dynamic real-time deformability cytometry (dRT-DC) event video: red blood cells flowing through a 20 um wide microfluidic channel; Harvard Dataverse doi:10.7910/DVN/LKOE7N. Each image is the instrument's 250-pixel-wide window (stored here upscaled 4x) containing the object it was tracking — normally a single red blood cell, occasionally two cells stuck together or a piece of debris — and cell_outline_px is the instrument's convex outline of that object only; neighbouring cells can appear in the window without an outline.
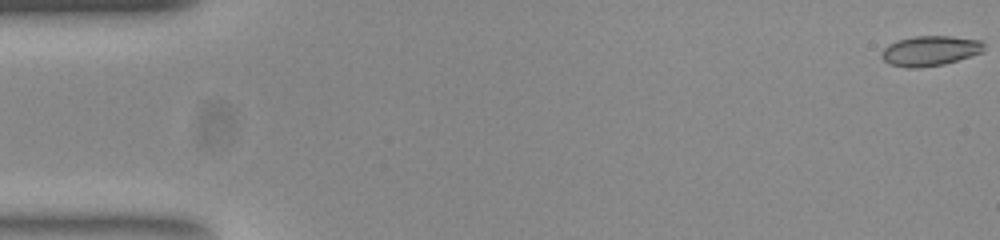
{"species": "common noctule bat (a hibernating species)", "species_latin": "Nyctalus noctula", "temperature_condition": "room temperature", "stored_images_in_passage": 16, "camera_frame_rate_fps": 3000, "um_per_image_px": 0.085, "animal": {"sex": "female", "body_mass_g": 23.0, "forearm_length_mm": 53.4}, "frame": {"image": 1, "passage_image": 1, "time_ms": 0.0, "image_size_px": [1000, 240], "cell_outline_px": [[984, 52], [944, 64], [916, 68], [908, 68], [888, 64], [880, 56], [884, 48], [888, 44], [896, 40], [916, 36], [952, 36], [980, 40], [984, 44]], "centroid_in_image_um": [79.04, 4.32], "position_along_channel_um": 6.0, "area_um2": 18.03}}
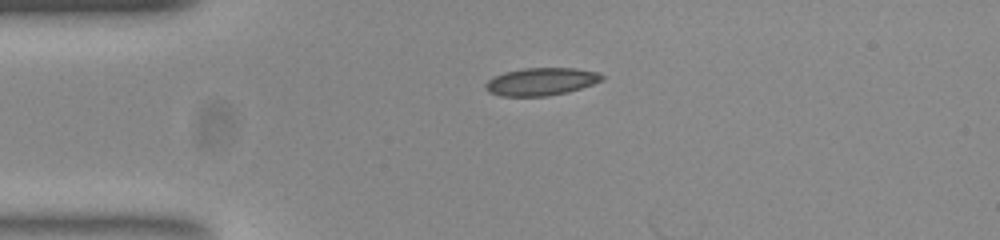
{"frame": {"image": 2, "passage_image": 13, "time_ms": 4.0, "image_size_px": [1000, 240], "cell_outline_px": [[604, 80], [568, 92], [548, 96], [500, 96], [488, 92], [484, 88], [484, 84], [492, 76], [504, 72], [524, 68], [576, 68], [596, 72], [604, 76]], "centroid_in_image_um": [45.95, 6.94], "position_along_channel_um": 39.0, "area_um2": 18.9}}